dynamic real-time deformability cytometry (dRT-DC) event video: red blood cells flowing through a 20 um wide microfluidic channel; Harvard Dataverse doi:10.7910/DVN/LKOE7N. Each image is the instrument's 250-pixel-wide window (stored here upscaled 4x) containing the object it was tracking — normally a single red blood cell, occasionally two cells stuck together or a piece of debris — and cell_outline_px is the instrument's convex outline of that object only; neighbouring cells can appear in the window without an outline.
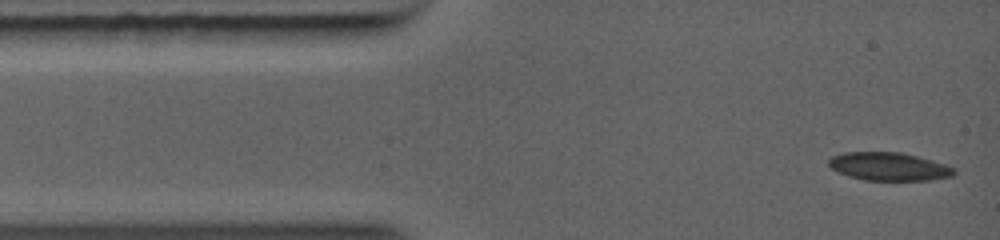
{"species": "common noctule bat (a hibernating species)", "species_latin": "Nyctalus noctula", "temperature_condition": "warm", "stored_images_in_passage": 22, "camera_frame_rate_fps": 5000, "um_per_image_px": 0.085, "animal": {"sex": "female", "body_mass_g": 19.0, "forearm_length_mm": 56.7}, "frame": {"image": 1, "passage_image": 1, "time_ms": 0.0, "image_size_px": [1000, 240], "cell_outline_px": [[952, 172], [948, 176], [924, 180], [868, 180], [852, 176], [840, 172], [832, 168], [828, 164], [828, 160], [832, 156], [848, 152], [896, 152], [928, 160], [952, 168]], "centroid_in_image_um": [75.43, 14.15], "position_along_channel_um": 9.6, "area_um2": 19.42}}
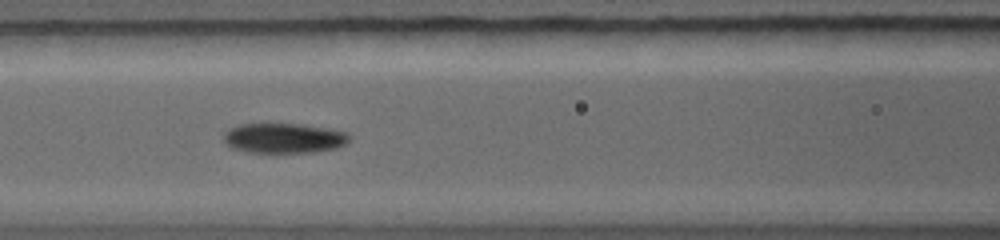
{"frame": {"image": 2, "passage_image": 13, "time_ms": 4.0, "image_size_px": [1000, 240], "cell_outline_px": [[344, 140], [340, 144], [324, 148], [288, 152], [260, 152], [244, 148], [232, 144], [228, 140], [228, 132], [232, 128], [244, 124], [292, 124], [340, 132], [344, 136]], "centroid_in_image_um": [24.03, 11.71], "position_along_channel_um": 142.6, "area_um2": 18.9}}
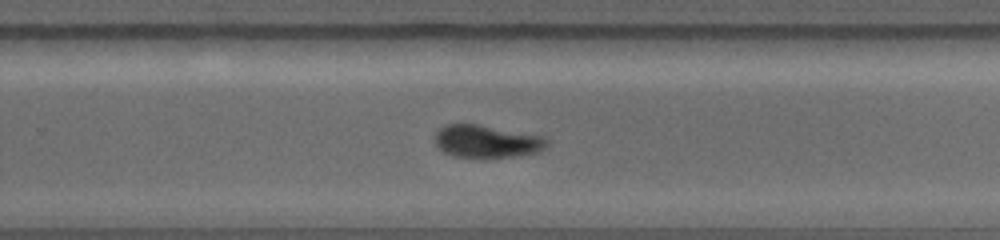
{"frame": {"image": 3, "passage_image": 22, "time_ms": 7.0, "image_size_px": [1000, 240], "cell_outline_px": [[540, 144], [536, 148], [520, 152], [500, 156], [468, 156], [452, 152], [444, 148], [440, 144], [440, 132], [448, 124], [476, 124], [528, 136], [540, 140]], "centroid_in_image_um": [41.15, 11.97], "position_along_channel_um": 288.6, "area_um2": 17.28}}